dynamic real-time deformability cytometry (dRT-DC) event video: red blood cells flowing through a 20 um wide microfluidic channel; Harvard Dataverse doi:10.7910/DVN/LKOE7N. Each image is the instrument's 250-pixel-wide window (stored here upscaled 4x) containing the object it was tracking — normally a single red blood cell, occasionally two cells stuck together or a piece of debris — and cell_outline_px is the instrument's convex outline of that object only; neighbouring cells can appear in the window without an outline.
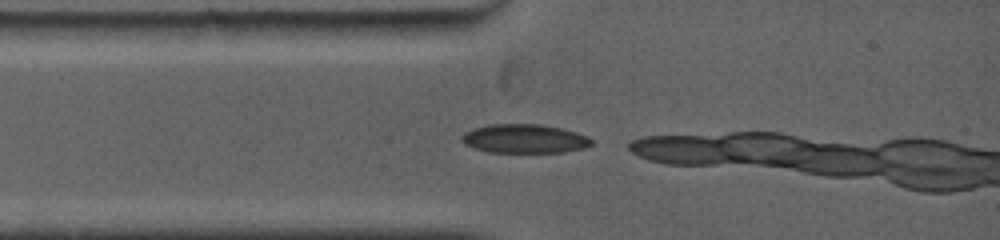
{"species": "common noctule bat (a hibernating species)", "species_latin": "Nyctalus noctula", "temperature_condition": "warm", "stored_images_in_passage": 3, "camera_frame_rate_fps": 5000, "um_per_image_px": 0.085, "animal": {"sex": "female", "body_mass_g": 19.0, "forearm_length_mm": 53.3}, "frame": {"image": 1, "passage_image": 1, "time_ms": 0.0, "image_size_px": [1000, 240], "cell_outline_px": [[592, 144], [584, 148], [564, 152], [488, 152], [464, 144], [460, 140], [460, 136], [464, 132], [472, 128], [492, 124], [540, 124], [560, 128], [576, 132], [588, 136], [592, 140]], "centroid_in_image_um": [44.55, 11.78], "position_along_channel_um": 40.4, "area_um2": 21.91}}